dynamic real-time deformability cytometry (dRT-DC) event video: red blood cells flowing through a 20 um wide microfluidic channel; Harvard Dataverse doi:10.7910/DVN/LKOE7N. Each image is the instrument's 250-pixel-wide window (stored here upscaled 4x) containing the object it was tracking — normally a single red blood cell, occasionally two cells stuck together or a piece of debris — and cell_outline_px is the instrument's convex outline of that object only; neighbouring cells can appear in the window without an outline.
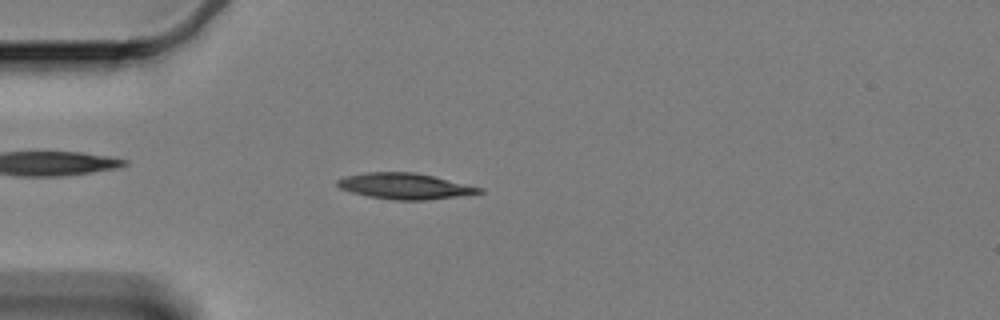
{"species": "Egyptian fruit bat (a non-hibernating species)", "species_latin": "Rousettus aegyptiacus", "temperature_condition": "cold", "stored_images_in_passage": 59, "camera_frame_rate_fps": 3000, "um_per_image_px": 0.085, "animal": {"sex": "female"}, "frame": {"image": 1, "passage_image": 15, "time_ms": 4.667, "image_size_px": [1000, 320], "cell_outline_px": [[484, 192], [456, 196], [424, 200], [396, 200], [368, 196], [352, 192], [340, 188], [336, 184], [336, 180], [344, 176], [364, 172], [416, 172], [484, 188]], "centroid_in_image_um": [34.38, 15.81], "position_along_channel_um": 50.6, "area_um2": 21.33}}
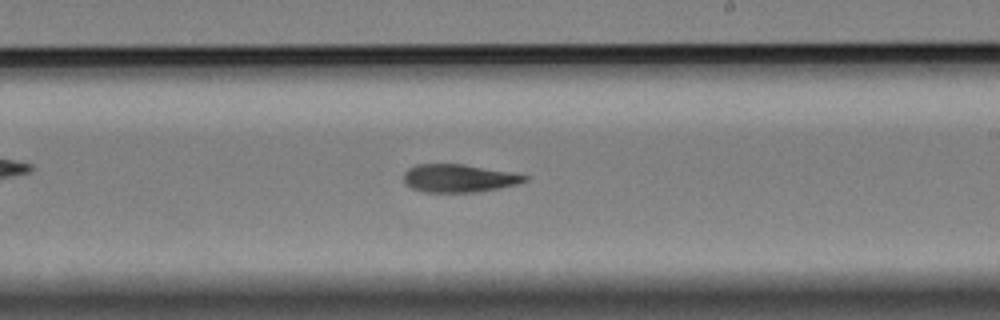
{"frame": {"image": 2, "passage_image": 34, "time_ms": 11.0, "image_size_px": [1000, 320], "cell_outline_px": [[528, 180], [520, 184], [476, 192], [424, 192], [412, 188], [404, 184], [404, 172], [408, 168], [416, 164], [464, 164], [508, 172], [528, 176]], "centroid_in_image_um": [38.97, 15.15], "position_along_channel_um": 250.0, "area_um2": 19.71}}
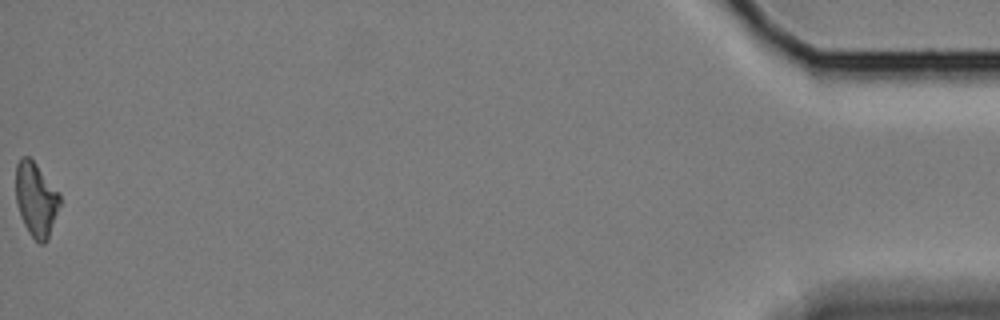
{"frame": {"image": 3, "passage_image": 59, "time_ms": 19.333, "image_size_px": [1000, 320], "cell_outline_px": [[60, 204], [48, 240], [44, 244], [40, 244], [28, 232], [20, 216], [16, 200], [16, 164], [20, 156], [28, 156], [36, 164], [60, 192]], "centroid_in_image_um": [3.06, 16.94], "position_along_channel_um": 432.1, "area_um2": 19.13}, "authors_computed_cell_mechanics": {"area_um2": 20.23, "velocity_mm_per_s": 3.3196, "shape_relaxation_time_tau1_ms": 9.0302, "shape_relaxation_time_tau2_ms": 10.4367, "deformation_change_tau1": 0.1806, "deformation_change_tau2": 0.1864}}